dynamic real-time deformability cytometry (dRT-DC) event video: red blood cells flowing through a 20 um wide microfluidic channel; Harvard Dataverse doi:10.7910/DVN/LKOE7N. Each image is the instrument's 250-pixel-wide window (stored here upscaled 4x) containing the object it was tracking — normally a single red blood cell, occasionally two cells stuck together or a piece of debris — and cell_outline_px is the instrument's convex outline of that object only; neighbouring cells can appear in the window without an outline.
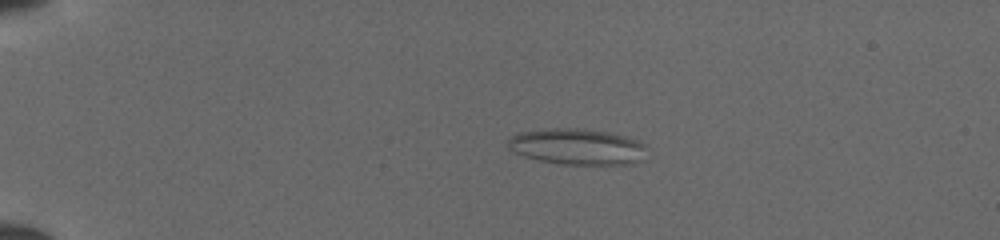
{"species": "common noctule bat (a hibernating species)", "species_latin": "Nyctalus noctula", "temperature_condition": "cold", "stored_images_in_passage": 49, "camera_frame_rate_fps": 3000, "um_per_image_px": 0.085, "animal": {"sex": "female", "body_mass_g": 19.5, "forearm_length_mm": 54.1}, "frame": {"image": 1, "passage_image": 10, "time_ms": 3.0, "image_size_px": [1000, 240], "cell_outline_px": [[644, 148], [636, 160], [624, 164], [560, 164], [540, 160], [524, 156], [508, 148], [508, 140], [516, 132], [548, 128], [584, 128], [608, 132], [624, 136], [636, 140], [644, 144]], "centroid_in_image_um": [48.94, 12.44], "position_along_channel_um": 36.1, "area_um2": 28.61}}
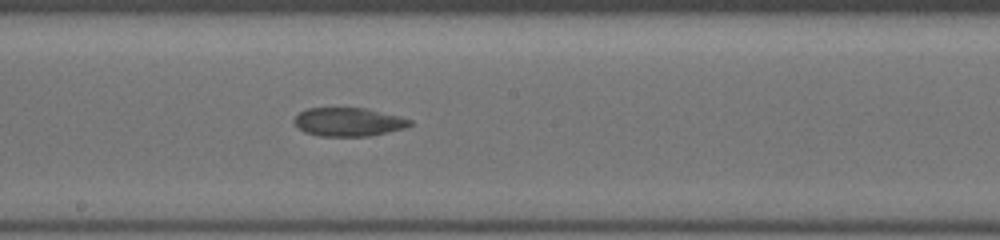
{"frame": {"image": 2, "passage_image": 28, "time_ms": 9.0, "image_size_px": [1000, 240], "cell_outline_px": [[412, 124], [404, 128], [368, 136], [320, 136], [304, 132], [292, 120], [300, 112], [308, 108], [364, 108], [412, 120]], "centroid_in_image_um": [29.58, 10.37], "position_along_channel_um": 218.6, "area_um2": 18.9}}
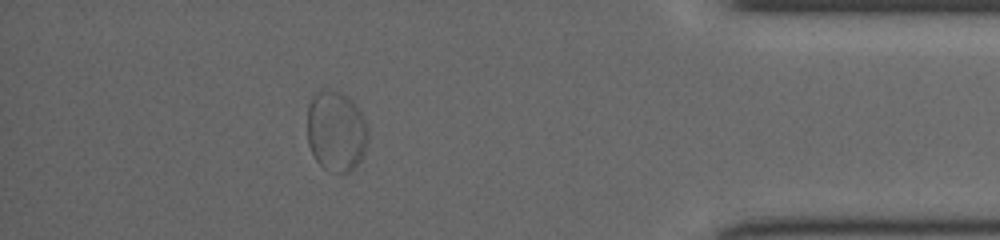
{"frame": {"image": 3, "passage_image": 44, "time_ms": 14.333, "image_size_px": [1000, 240], "cell_outline_px": [[368, 132], [364, 152], [360, 160], [348, 172], [340, 172], [324, 168], [316, 160], [308, 144], [308, 104], [312, 96], [320, 88], [344, 92], [348, 96], [364, 116], [368, 128]], "centroid_in_image_um": [28.56, 11.09], "position_along_channel_um": 406.6, "area_um2": 28.55}}